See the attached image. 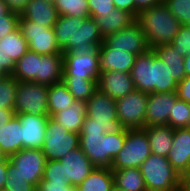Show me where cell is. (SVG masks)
I'll use <instances>...</instances> for the list:
<instances>
[{
  "mask_svg": "<svg viewBox=\"0 0 190 191\" xmlns=\"http://www.w3.org/2000/svg\"><path fill=\"white\" fill-rule=\"evenodd\" d=\"M111 168H97L76 187V191H111L114 186Z\"/></svg>",
  "mask_w": 190,
  "mask_h": 191,
  "instance_id": "29",
  "label": "cell"
},
{
  "mask_svg": "<svg viewBox=\"0 0 190 191\" xmlns=\"http://www.w3.org/2000/svg\"><path fill=\"white\" fill-rule=\"evenodd\" d=\"M146 135L153 154L167 157L171 149L174 129L169 125L145 126Z\"/></svg>",
  "mask_w": 190,
  "mask_h": 191,
  "instance_id": "26",
  "label": "cell"
},
{
  "mask_svg": "<svg viewBox=\"0 0 190 191\" xmlns=\"http://www.w3.org/2000/svg\"><path fill=\"white\" fill-rule=\"evenodd\" d=\"M45 163L46 158L41 149H22L8 158L7 176L24 179L37 188Z\"/></svg>",
  "mask_w": 190,
  "mask_h": 191,
  "instance_id": "4",
  "label": "cell"
},
{
  "mask_svg": "<svg viewBox=\"0 0 190 191\" xmlns=\"http://www.w3.org/2000/svg\"><path fill=\"white\" fill-rule=\"evenodd\" d=\"M104 42L96 20L92 17L76 18L75 49L72 53L92 52Z\"/></svg>",
  "mask_w": 190,
  "mask_h": 191,
  "instance_id": "16",
  "label": "cell"
},
{
  "mask_svg": "<svg viewBox=\"0 0 190 191\" xmlns=\"http://www.w3.org/2000/svg\"><path fill=\"white\" fill-rule=\"evenodd\" d=\"M47 85L32 81H18L14 111L34 116H49Z\"/></svg>",
  "mask_w": 190,
  "mask_h": 191,
  "instance_id": "6",
  "label": "cell"
},
{
  "mask_svg": "<svg viewBox=\"0 0 190 191\" xmlns=\"http://www.w3.org/2000/svg\"><path fill=\"white\" fill-rule=\"evenodd\" d=\"M86 109L90 124L113 125L117 119L116 100L99 90L86 101Z\"/></svg>",
  "mask_w": 190,
  "mask_h": 191,
  "instance_id": "14",
  "label": "cell"
},
{
  "mask_svg": "<svg viewBox=\"0 0 190 191\" xmlns=\"http://www.w3.org/2000/svg\"><path fill=\"white\" fill-rule=\"evenodd\" d=\"M111 191H124L122 189H120L119 187H117L116 185H114L111 189Z\"/></svg>",
  "mask_w": 190,
  "mask_h": 191,
  "instance_id": "59",
  "label": "cell"
},
{
  "mask_svg": "<svg viewBox=\"0 0 190 191\" xmlns=\"http://www.w3.org/2000/svg\"><path fill=\"white\" fill-rule=\"evenodd\" d=\"M42 179L46 181H66L63 172V164L55 160L46 161Z\"/></svg>",
  "mask_w": 190,
  "mask_h": 191,
  "instance_id": "42",
  "label": "cell"
},
{
  "mask_svg": "<svg viewBox=\"0 0 190 191\" xmlns=\"http://www.w3.org/2000/svg\"><path fill=\"white\" fill-rule=\"evenodd\" d=\"M99 75L100 53L98 48L84 54L63 53V76H74V78L98 81Z\"/></svg>",
  "mask_w": 190,
  "mask_h": 191,
  "instance_id": "10",
  "label": "cell"
},
{
  "mask_svg": "<svg viewBox=\"0 0 190 191\" xmlns=\"http://www.w3.org/2000/svg\"><path fill=\"white\" fill-rule=\"evenodd\" d=\"M63 81V54L40 55L38 75L32 81L51 86Z\"/></svg>",
  "mask_w": 190,
  "mask_h": 191,
  "instance_id": "23",
  "label": "cell"
},
{
  "mask_svg": "<svg viewBox=\"0 0 190 191\" xmlns=\"http://www.w3.org/2000/svg\"><path fill=\"white\" fill-rule=\"evenodd\" d=\"M92 18L96 20L99 31L103 37L128 27L136 20L130 12L117 8L114 9L112 13Z\"/></svg>",
  "mask_w": 190,
  "mask_h": 191,
  "instance_id": "27",
  "label": "cell"
},
{
  "mask_svg": "<svg viewBox=\"0 0 190 191\" xmlns=\"http://www.w3.org/2000/svg\"><path fill=\"white\" fill-rule=\"evenodd\" d=\"M75 101L63 81L57 82L48 88V114L52 117L61 110L68 109Z\"/></svg>",
  "mask_w": 190,
  "mask_h": 191,
  "instance_id": "31",
  "label": "cell"
},
{
  "mask_svg": "<svg viewBox=\"0 0 190 191\" xmlns=\"http://www.w3.org/2000/svg\"><path fill=\"white\" fill-rule=\"evenodd\" d=\"M38 191H76L74 185L68 184L67 181H46L41 179L37 186Z\"/></svg>",
  "mask_w": 190,
  "mask_h": 191,
  "instance_id": "45",
  "label": "cell"
},
{
  "mask_svg": "<svg viewBox=\"0 0 190 191\" xmlns=\"http://www.w3.org/2000/svg\"><path fill=\"white\" fill-rule=\"evenodd\" d=\"M8 157H6L2 162H0V191L4 190L5 183L8 179Z\"/></svg>",
  "mask_w": 190,
  "mask_h": 191,
  "instance_id": "51",
  "label": "cell"
},
{
  "mask_svg": "<svg viewBox=\"0 0 190 191\" xmlns=\"http://www.w3.org/2000/svg\"><path fill=\"white\" fill-rule=\"evenodd\" d=\"M174 49L183 57L190 53V28L181 25L171 42Z\"/></svg>",
  "mask_w": 190,
  "mask_h": 191,
  "instance_id": "41",
  "label": "cell"
},
{
  "mask_svg": "<svg viewBox=\"0 0 190 191\" xmlns=\"http://www.w3.org/2000/svg\"><path fill=\"white\" fill-rule=\"evenodd\" d=\"M29 50L19 27L0 40V64L11 74L15 63Z\"/></svg>",
  "mask_w": 190,
  "mask_h": 191,
  "instance_id": "18",
  "label": "cell"
},
{
  "mask_svg": "<svg viewBox=\"0 0 190 191\" xmlns=\"http://www.w3.org/2000/svg\"><path fill=\"white\" fill-rule=\"evenodd\" d=\"M89 17L103 16L116 9L113 0H88Z\"/></svg>",
  "mask_w": 190,
  "mask_h": 191,
  "instance_id": "44",
  "label": "cell"
},
{
  "mask_svg": "<svg viewBox=\"0 0 190 191\" xmlns=\"http://www.w3.org/2000/svg\"><path fill=\"white\" fill-rule=\"evenodd\" d=\"M98 90L119 99L135 90L131 73L122 71H102L97 81Z\"/></svg>",
  "mask_w": 190,
  "mask_h": 191,
  "instance_id": "17",
  "label": "cell"
},
{
  "mask_svg": "<svg viewBox=\"0 0 190 191\" xmlns=\"http://www.w3.org/2000/svg\"><path fill=\"white\" fill-rule=\"evenodd\" d=\"M189 119L190 104L178 98L173 105L172 112L169 113L168 125L173 129L188 128Z\"/></svg>",
  "mask_w": 190,
  "mask_h": 191,
  "instance_id": "38",
  "label": "cell"
},
{
  "mask_svg": "<svg viewBox=\"0 0 190 191\" xmlns=\"http://www.w3.org/2000/svg\"><path fill=\"white\" fill-rule=\"evenodd\" d=\"M63 82L73 98L86 102L97 90V80L74 78V76H63Z\"/></svg>",
  "mask_w": 190,
  "mask_h": 191,
  "instance_id": "35",
  "label": "cell"
},
{
  "mask_svg": "<svg viewBox=\"0 0 190 191\" xmlns=\"http://www.w3.org/2000/svg\"><path fill=\"white\" fill-rule=\"evenodd\" d=\"M100 53V72L122 71L131 73L137 55L125 50L109 48L104 42L98 47Z\"/></svg>",
  "mask_w": 190,
  "mask_h": 191,
  "instance_id": "21",
  "label": "cell"
},
{
  "mask_svg": "<svg viewBox=\"0 0 190 191\" xmlns=\"http://www.w3.org/2000/svg\"><path fill=\"white\" fill-rule=\"evenodd\" d=\"M164 191H183V188L181 185H178V186H175L171 189H168V190H164Z\"/></svg>",
  "mask_w": 190,
  "mask_h": 191,
  "instance_id": "57",
  "label": "cell"
},
{
  "mask_svg": "<svg viewBox=\"0 0 190 191\" xmlns=\"http://www.w3.org/2000/svg\"><path fill=\"white\" fill-rule=\"evenodd\" d=\"M15 116V111L12 109H0V127L7 124Z\"/></svg>",
  "mask_w": 190,
  "mask_h": 191,
  "instance_id": "52",
  "label": "cell"
},
{
  "mask_svg": "<svg viewBox=\"0 0 190 191\" xmlns=\"http://www.w3.org/2000/svg\"><path fill=\"white\" fill-rule=\"evenodd\" d=\"M178 98L190 104V76H185L177 87Z\"/></svg>",
  "mask_w": 190,
  "mask_h": 191,
  "instance_id": "47",
  "label": "cell"
},
{
  "mask_svg": "<svg viewBox=\"0 0 190 191\" xmlns=\"http://www.w3.org/2000/svg\"><path fill=\"white\" fill-rule=\"evenodd\" d=\"M47 1L50 2V3L55 4L57 0H47Z\"/></svg>",
  "mask_w": 190,
  "mask_h": 191,
  "instance_id": "62",
  "label": "cell"
},
{
  "mask_svg": "<svg viewBox=\"0 0 190 191\" xmlns=\"http://www.w3.org/2000/svg\"><path fill=\"white\" fill-rule=\"evenodd\" d=\"M59 16L75 18L89 17L88 0H57L55 3Z\"/></svg>",
  "mask_w": 190,
  "mask_h": 191,
  "instance_id": "36",
  "label": "cell"
},
{
  "mask_svg": "<svg viewBox=\"0 0 190 191\" xmlns=\"http://www.w3.org/2000/svg\"><path fill=\"white\" fill-rule=\"evenodd\" d=\"M151 154L146 130L144 128L127 129L123 148L113 159L111 170L139 168Z\"/></svg>",
  "mask_w": 190,
  "mask_h": 191,
  "instance_id": "5",
  "label": "cell"
},
{
  "mask_svg": "<svg viewBox=\"0 0 190 191\" xmlns=\"http://www.w3.org/2000/svg\"><path fill=\"white\" fill-rule=\"evenodd\" d=\"M131 77L136 90L154 93V51L147 50L137 55L132 66Z\"/></svg>",
  "mask_w": 190,
  "mask_h": 191,
  "instance_id": "19",
  "label": "cell"
},
{
  "mask_svg": "<svg viewBox=\"0 0 190 191\" xmlns=\"http://www.w3.org/2000/svg\"><path fill=\"white\" fill-rule=\"evenodd\" d=\"M170 67L161 61L154 52V93L177 91Z\"/></svg>",
  "mask_w": 190,
  "mask_h": 191,
  "instance_id": "34",
  "label": "cell"
},
{
  "mask_svg": "<svg viewBox=\"0 0 190 191\" xmlns=\"http://www.w3.org/2000/svg\"><path fill=\"white\" fill-rule=\"evenodd\" d=\"M184 69L186 76H190V53L184 57Z\"/></svg>",
  "mask_w": 190,
  "mask_h": 191,
  "instance_id": "53",
  "label": "cell"
},
{
  "mask_svg": "<svg viewBox=\"0 0 190 191\" xmlns=\"http://www.w3.org/2000/svg\"><path fill=\"white\" fill-rule=\"evenodd\" d=\"M134 1H135V18H137L141 10L163 3V0H134Z\"/></svg>",
  "mask_w": 190,
  "mask_h": 191,
  "instance_id": "49",
  "label": "cell"
},
{
  "mask_svg": "<svg viewBox=\"0 0 190 191\" xmlns=\"http://www.w3.org/2000/svg\"><path fill=\"white\" fill-rule=\"evenodd\" d=\"M181 180L182 181H190V161L188 164L187 169L185 170V172L181 175Z\"/></svg>",
  "mask_w": 190,
  "mask_h": 191,
  "instance_id": "55",
  "label": "cell"
},
{
  "mask_svg": "<svg viewBox=\"0 0 190 191\" xmlns=\"http://www.w3.org/2000/svg\"><path fill=\"white\" fill-rule=\"evenodd\" d=\"M76 148H79V133L69 132L65 127L49 117L45 140L41 148L46 161H59Z\"/></svg>",
  "mask_w": 190,
  "mask_h": 191,
  "instance_id": "7",
  "label": "cell"
},
{
  "mask_svg": "<svg viewBox=\"0 0 190 191\" xmlns=\"http://www.w3.org/2000/svg\"><path fill=\"white\" fill-rule=\"evenodd\" d=\"M0 71H7V70L0 64Z\"/></svg>",
  "mask_w": 190,
  "mask_h": 191,
  "instance_id": "61",
  "label": "cell"
},
{
  "mask_svg": "<svg viewBox=\"0 0 190 191\" xmlns=\"http://www.w3.org/2000/svg\"><path fill=\"white\" fill-rule=\"evenodd\" d=\"M40 55L28 50L16 63L11 75L18 81H33L38 75Z\"/></svg>",
  "mask_w": 190,
  "mask_h": 191,
  "instance_id": "33",
  "label": "cell"
},
{
  "mask_svg": "<svg viewBox=\"0 0 190 191\" xmlns=\"http://www.w3.org/2000/svg\"><path fill=\"white\" fill-rule=\"evenodd\" d=\"M114 184L124 191H147L139 168L112 170Z\"/></svg>",
  "mask_w": 190,
  "mask_h": 191,
  "instance_id": "32",
  "label": "cell"
},
{
  "mask_svg": "<svg viewBox=\"0 0 190 191\" xmlns=\"http://www.w3.org/2000/svg\"><path fill=\"white\" fill-rule=\"evenodd\" d=\"M147 191H164L181 185V175L167 157L151 154L139 167Z\"/></svg>",
  "mask_w": 190,
  "mask_h": 191,
  "instance_id": "3",
  "label": "cell"
},
{
  "mask_svg": "<svg viewBox=\"0 0 190 191\" xmlns=\"http://www.w3.org/2000/svg\"><path fill=\"white\" fill-rule=\"evenodd\" d=\"M167 158L180 175L185 172L190 161V128L174 129V137Z\"/></svg>",
  "mask_w": 190,
  "mask_h": 191,
  "instance_id": "20",
  "label": "cell"
},
{
  "mask_svg": "<svg viewBox=\"0 0 190 191\" xmlns=\"http://www.w3.org/2000/svg\"><path fill=\"white\" fill-rule=\"evenodd\" d=\"M11 75L8 71H0V79Z\"/></svg>",
  "mask_w": 190,
  "mask_h": 191,
  "instance_id": "58",
  "label": "cell"
},
{
  "mask_svg": "<svg viewBox=\"0 0 190 191\" xmlns=\"http://www.w3.org/2000/svg\"><path fill=\"white\" fill-rule=\"evenodd\" d=\"M104 43L109 48L125 50L135 55L143 54L150 49L137 20L128 27L105 36Z\"/></svg>",
  "mask_w": 190,
  "mask_h": 191,
  "instance_id": "11",
  "label": "cell"
},
{
  "mask_svg": "<svg viewBox=\"0 0 190 191\" xmlns=\"http://www.w3.org/2000/svg\"><path fill=\"white\" fill-rule=\"evenodd\" d=\"M22 124V149H41L45 140L49 116L16 114Z\"/></svg>",
  "mask_w": 190,
  "mask_h": 191,
  "instance_id": "15",
  "label": "cell"
},
{
  "mask_svg": "<svg viewBox=\"0 0 190 191\" xmlns=\"http://www.w3.org/2000/svg\"><path fill=\"white\" fill-rule=\"evenodd\" d=\"M18 80L12 75L0 79V109L14 110Z\"/></svg>",
  "mask_w": 190,
  "mask_h": 191,
  "instance_id": "37",
  "label": "cell"
},
{
  "mask_svg": "<svg viewBox=\"0 0 190 191\" xmlns=\"http://www.w3.org/2000/svg\"><path fill=\"white\" fill-rule=\"evenodd\" d=\"M185 26H188L190 28V20L185 24Z\"/></svg>",
  "mask_w": 190,
  "mask_h": 191,
  "instance_id": "63",
  "label": "cell"
},
{
  "mask_svg": "<svg viewBox=\"0 0 190 191\" xmlns=\"http://www.w3.org/2000/svg\"><path fill=\"white\" fill-rule=\"evenodd\" d=\"M153 51L161 61L170 67L174 80L179 83L186 76L184 57L174 49L171 43L155 47Z\"/></svg>",
  "mask_w": 190,
  "mask_h": 191,
  "instance_id": "30",
  "label": "cell"
},
{
  "mask_svg": "<svg viewBox=\"0 0 190 191\" xmlns=\"http://www.w3.org/2000/svg\"><path fill=\"white\" fill-rule=\"evenodd\" d=\"M117 9L130 12L135 17V1L134 0H113Z\"/></svg>",
  "mask_w": 190,
  "mask_h": 191,
  "instance_id": "50",
  "label": "cell"
},
{
  "mask_svg": "<svg viewBox=\"0 0 190 191\" xmlns=\"http://www.w3.org/2000/svg\"><path fill=\"white\" fill-rule=\"evenodd\" d=\"M36 189L33 184L24 179L12 177H8L4 186L5 191H35Z\"/></svg>",
  "mask_w": 190,
  "mask_h": 191,
  "instance_id": "46",
  "label": "cell"
},
{
  "mask_svg": "<svg viewBox=\"0 0 190 191\" xmlns=\"http://www.w3.org/2000/svg\"><path fill=\"white\" fill-rule=\"evenodd\" d=\"M127 129L117 133H80L79 147L97 168H111L123 148Z\"/></svg>",
  "mask_w": 190,
  "mask_h": 191,
  "instance_id": "2",
  "label": "cell"
},
{
  "mask_svg": "<svg viewBox=\"0 0 190 191\" xmlns=\"http://www.w3.org/2000/svg\"><path fill=\"white\" fill-rule=\"evenodd\" d=\"M58 16L55 4L47 0H31L20 15V20H29L53 28Z\"/></svg>",
  "mask_w": 190,
  "mask_h": 191,
  "instance_id": "22",
  "label": "cell"
},
{
  "mask_svg": "<svg viewBox=\"0 0 190 191\" xmlns=\"http://www.w3.org/2000/svg\"><path fill=\"white\" fill-rule=\"evenodd\" d=\"M20 15L8 12L0 17V40L19 27Z\"/></svg>",
  "mask_w": 190,
  "mask_h": 191,
  "instance_id": "43",
  "label": "cell"
},
{
  "mask_svg": "<svg viewBox=\"0 0 190 191\" xmlns=\"http://www.w3.org/2000/svg\"><path fill=\"white\" fill-rule=\"evenodd\" d=\"M163 3L181 25L190 20V0H163Z\"/></svg>",
  "mask_w": 190,
  "mask_h": 191,
  "instance_id": "39",
  "label": "cell"
},
{
  "mask_svg": "<svg viewBox=\"0 0 190 191\" xmlns=\"http://www.w3.org/2000/svg\"><path fill=\"white\" fill-rule=\"evenodd\" d=\"M177 99V91L148 93L145 126L168 125L169 113Z\"/></svg>",
  "mask_w": 190,
  "mask_h": 191,
  "instance_id": "12",
  "label": "cell"
},
{
  "mask_svg": "<svg viewBox=\"0 0 190 191\" xmlns=\"http://www.w3.org/2000/svg\"><path fill=\"white\" fill-rule=\"evenodd\" d=\"M148 93L134 90L126 96L116 99L117 119L126 129L145 127Z\"/></svg>",
  "mask_w": 190,
  "mask_h": 191,
  "instance_id": "8",
  "label": "cell"
},
{
  "mask_svg": "<svg viewBox=\"0 0 190 191\" xmlns=\"http://www.w3.org/2000/svg\"><path fill=\"white\" fill-rule=\"evenodd\" d=\"M65 180L68 184L77 187L85 178L96 169L91 160L79 148L71 150L62 159Z\"/></svg>",
  "mask_w": 190,
  "mask_h": 191,
  "instance_id": "13",
  "label": "cell"
},
{
  "mask_svg": "<svg viewBox=\"0 0 190 191\" xmlns=\"http://www.w3.org/2000/svg\"><path fill=\"white\" fill-rule=\"evenodd\" d=\"M31 0H3L7 5L9 12L21 15Z\"/></svg>",
  "mask_w": 190,
  "mask_h": 191,
  "instance_id": "48",
  "label": "cell"
},
{
  "mask_svg": "<svg viewBox=\"0 0 190 191\" xmlns=\"http://www.w3.org/2000/svg\"><path fill=\"white\" fill-rule=\"evenodd\" d=\"M9 12L7 5L0 0V17L6 15Z\"/></svg>",
  "mask_w": 190,
  "mask_h": 191,
  "instance_id": "54",
  "label": "cell"
},
{
  "mask_svg": "<svg viewBox=\"0 0 190 191\" xmlns=\"http://www.w3.org/2000/svg\"><path fill=\"white\" fill-rule=\"evenodd\" d=\"M124 129L119 119L113 120V125L90 124V117L83 121L81 133H117Z\"/></svg>",
  "mask_w": 190,
  "mask_h": 191,
  "instance_id": "40",
  "label": "cell"
},
{
  "mask_svg": "<svg viewBox=\"0 0 190 191\" xmlns=\"http://www.w3.org/2000/svg\"><path fill=\"white\" fill-rule=\"evenodd\" d=\"M86 110V102L75 100L68 109L58 111L51 118L69 132L80 134Z\"/></svg>",
  "mask_w": 190,
  "mask_h": 191,
  "instance_id": "25",
  "label": "cell"
},
{
  "mask_svg": "<svg viewBox=\"0 0 190 191\" xmlns=\"http://www.w3.org/2000/svg\"><path fill=\"white\" fill-rule=\"evenodd\" d=\"M19 29L28 42L29 50L39 55L63 54L57 45L53 28L29 20H19Z\"/></svg>",
  "mask_w": 190,
  "mask_h": 191,
  "instance_id": "9",
  "label": "cell"
},
{
  "mask_svg": "<svg viewBox=\"0 0 190 191\" xmlns=\"http://www.w3.org/2000/svg\"><path fill=\"white\" fill-rule=\"evenodd\" d=\"M6 157L0 152V162H2Z\"/></svg>",
  "mask_w": 190,
  "mask_h": 191,
  "instance_id": "60",
  "label": "cell"
},
{
  "mask_svg": "<svg viewBox=\"0 0 190 191\" xmlns=\"http://www.w3.org/2000/svg\"><path fill=\"white\" fill-rule=\"evenodd\" d=\"M181 186L183 191H190V181H182Z\"/></svg>",
  "mask_w": 190,
  "mask_h": 191,
  "instance_id": "56",
  "label": "cell"
},
{
  "mask_svg": "<svg viewBox=\"0 0 190 191\" xmlns=\"http://www.w3.org/2000/svg\"><path fill=\"white\" fill-rule=\"evenodd\" d=\"M22 124L15 115L7 124L0 127V152L5 157L22 150Z\"/></svg>",
  "mask_w": 190,
  "mask_h": 191,
  "instance_id": "24",
  "label": "cell"
},
{
  "mask_svg": "<svg viewBox=\"0 0 190 191\" xmlns=\"http://www.w3.org/2000/svg\"><path fill=\"white\" fill-rule=\"evenodd\" d=\"M53 30L62 53L72 52L75 49L76 18L58 16Z\"/></svg>",
  "mask_w": 190,
  "mask_h": 191,
  "instance_id": "28",
  "label": "cell"
},
{
  "mask_svg": "<svg viewBox=\"0 0 190 191\" xmlns=\"http://www.w3.org/2000/svg\"><path fill=\"white\" fill-rule=\"evenodd\" d=\"M136 20L150 49L171 43L181 26L164 3L141 10Z\"/></svg>",
  "mask_w": 190,
  "mask_h": 191,
  "instance_id": "1",
  "label": "cell"
}]
</instances>
